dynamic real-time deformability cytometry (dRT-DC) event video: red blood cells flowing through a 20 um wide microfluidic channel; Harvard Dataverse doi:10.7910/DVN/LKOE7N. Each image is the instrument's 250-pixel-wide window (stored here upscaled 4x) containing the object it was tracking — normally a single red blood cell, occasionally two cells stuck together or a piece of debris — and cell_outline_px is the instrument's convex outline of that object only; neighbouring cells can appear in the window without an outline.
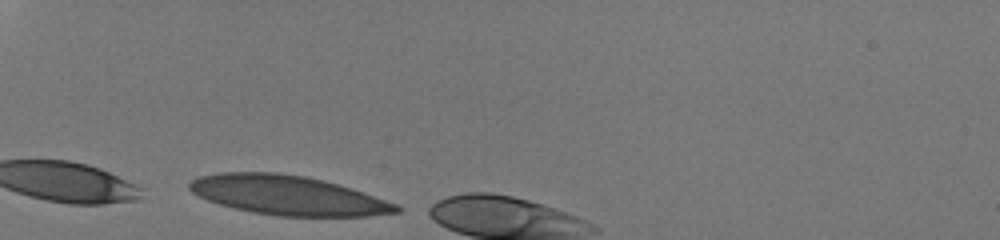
{"species": "human", "species_latin": "Homo sapiens", "temperature_condition": "room temperature", "stored_images_in_passage": 5, "camera_frame_rate_fps": 3000, "um_per_image_px": 0.085, "donor": {"sex": "male"}, "frame": {"image": 1, "passage_image": 2, "time_ms": 0.333, "image_size_px": [1000, 240], "cell_outline_px": [[404, 208], [400, 212], [364, 216], [276, 216], [252, 212], [220, 204], [208, 200], [192, 192], [188, 188], [188, 184], [192, 180], [200, 176], [220, 172], [276, 172], [304, 176], [352, 188], [396, 204]], "centroid_in_image_um": [24.46, 16.6], "position_along_channel_um": 60.5, "area_um2": 47.11}}